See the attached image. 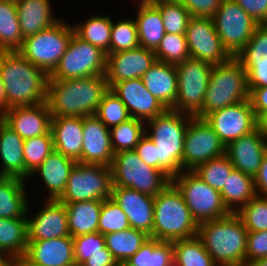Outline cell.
Instances as JSON below:
<instances>
[{
    "mask_svg": "<svg viewBox=\"0 0 267 266\" xmlns=\"http://www.w3.org/2000/svg\"><path fill=\"white\" fill-rule=\"evenodd\" d=\"M167 266H181V264L173 258Z\"/></svg>",
    "mask_w": 267,
    "mask_h": 266,
    "instance_id": "003e7915",
    "label": "cell"
},
{
    "mask_svg": "<svg viewBox=\"0 0 267 266\" xmlns=\"http://www.w3.org/2000/svg\"><path fill=\"white\" fill-rule=\"evenodd\" d=\"M147 90L167 109H172L178 93L176 65L157 61L143 76Z\"/></svg>",
    "mask_w": 267,
    "mask_h": 266,
    "instance_id": "4316f807",
    "label": "cell"
},
{
    "mask_svg": "<svg viewBox=\"0 0 267 266\" xmlns=\"http://www.w3.org/2000/svg\"><path fill=\"white\" fill-rule=\"evenodd\" d=\"M135 151L147 165L157 169L156 145L146 134L136 145Z\"/></svg>",
    "mask_w": 267,
    "mask_h": 266,
    "instance_id": "11a10c76",
    "label": "cell"
},
{
    "mask_svg": "<svg viewBox=\"0 0 267 266\" xmlns=\"http://www.w3.org/2000/svg\"><path fill=\"white\" fill-rule=\"evenodd\" d=\"M225 148L204 119L193 117L184 136L182 171H193L200 164L225 155Z\"/></svg>",
    "mask_w": 267,
    "mask_h": 266,
    "instance_id": "5bb4252c",
    "label": "cell"
},
{
    "mask_svg": "<svg viewBox=\"0 0 267 266\" xmlns=\"http://www.w3.org/2000/svg\"><path fill=\"white\" fill-rule=\"evenodd\" d=\"M171 182L181 192L198 225L231 213L225 206L220 192L205 183L193 171H182L174 176Z\"/></svg>",
    "mask_w": 267,
    "mask_h": 266,
    "instance_id": "9c48e42d",
    "label": "cell"
},
{
    "mask_svg": "<svg viewBox=\"0 0 267 266\" xmlns=\"http://www.w3.org/2000/svg\"><path fill=\"white\" fill-rule=\"evenodd\" d=\"M193 117L167 109L145 122V134L156 145L157 169L170 179L182 172L184 136Z\"/></svg>",
    "mask_w": 267,
    "mask_h": 266,
    "instance_id": "3957f363",
    "label": "cell"
},
{
    "mask_svg": "<svg viewBox=\"0 0 267 266\" xmlns=\"http://www.w3.org/2000/svg\"><path fill=\"white\" fill-rule=\"evenodd\" d=\"M220 194L228 210L237 213L256 195L253 177L233 169Z\"/></svg>",
    "mask_w": 267,
    "mask_h": 266,
    "instance_id": "836d02e7",
    "label": "cell"
},
{
    "mask_svg": "<svg viewBox=\"0 0 267 266\" xmlns=\"http://www.w3.org/2000/svg\"><path fill=\"white\" fill-rule=\"evenodd\" d=\"M111 199L127 215L131 228L144 231L152 238L154 197L130 188L113 186Z\"/></svg>",
    "mask_w": 267,
    "mask_h": 266,
    "instance_id": "44dd1931",
    "label": "cell"
},
{
    "mask_svg": "<svg viewBox=\"0 0 267 266\" xmlns=\"http://www.w3.org/2000/svg\"><path fill=\"white\" fill-rule=\"evenodd\" d=\"M112 190L113 178L110 166L77 162L58 201L65 204L106 200L111 198Z\"/></svg>",
    "mask_w": 267,
    "mask_h": 266,
    "instance_id": "30bf717a",
    "label": "cell"
},
{
    "mask_svg": "<svg viewBox=\"0 0 267 266\" xmlns=\"http://www.w3.org/2000/svg\"><path fill=\"white\" fill-rule=\"evenodd\" d=\"M253 180L256 195L267 197V152L264 154L260 168Z\"/></svg>",
    "mask_w": 267,
    "mask_h": 266,
    "instance_id": "680465c9",
    "label": "cell"
},
{
    "mask_svg": "<svg viewBox=\"0 0 267 266\" xmlns=\"http://www.w3.org/2000/svg\"><path fill=\"white\" fill-rule=\"evenodd\" d=\"M258 128L267 137V112L258 120Z\"/></svg>",
    "mask_w": 267,
    "mask_h": 266,
    "instance_id": "6125c7cd",
    "label": "cell"
},
{
    "mask_svg": "<svg viewBox=\"0 0 267 266\" xmlns=\"http://www.w3.org/2000/svg\"><path fill=\"white\" fill-rule=\"evenodd\" d=\"M249 100L258 121L267 112V87L253 88Z\"/></svg>",
    "mask_w": 267,
    "mask_h": 266,
    "instance_id": "6f0895ef",
    "label": "cell"
},
{
    "mask_svg": "<svg viewBox=\"0 0 267 266\" xmlns=\"http://www.w3.org/2000/svg\"><path fill=\"white\" fill-rule=\"evenodd\" d=\"M24 139L0 118V176L25 180Z\"/></svg>",
    "mask_w": 267,
    "mask_h": 266,
    "instance_id": "83f0119b",
    "label": "cell"
},
{
    "mask_svg": "<svg viewBox=\"0 0 267 266\" xmlns=\"http://www.w3.org/2000/svg\"><path fill=\"white\" fill-rule=\"evenodd\" d=\"M113 156L110 129L96 115L84 116L81 163L111 166Z\"/></svg>",
    "mask_w": 267,
    "mask_h": 266,
    "instance_id": "603a6c76",
    "label": "cell"
},
{
    "mask_svg": "<svg viewBox=\"0 0 267 266\" xmlns=\"http://www.w3.org/2000/svg\"><path fill=\"white\" fill-rule=\"evenodd\" d=\"M198 228L181 192L172 182L154 197L153 239L169 242L189 239L198 235Z\"/></svg>",
    "mask_w": 267,
    "mask_h": 266,
    "instance_id": "5b68a950",
    "label": "cell"
},
{
    "mask_svg": "<svg viewBox=\"0 0 267 266\" xmlns=\"http://www.w3.org/2000/svg\"><path fill=\"white\" fill-rule=\"evenodd\" d=\"M267 152V137L257 127L249 134L231 141L226 145L225 155L234 169L254 178Z\"/></svg>",
    "mask_w": 267,
    "mask_h": 266,
    "instance_id": "ffe728a7",
    "label": "cell"
},
{
    "mask_svg": "<svg viewBox=\"0 0 267 266\" xmlns=\"http://www.w3.org/2000/svg\"><path fill=\"white\" fill-rule=\"evenodd\" d=\"M53 147L64 156L81 163L83 117H52Z\"/></svg>",
    "mask_w": 267,
    "mask_h": 266,
    "instance_id": "484cf974",
    "label": "cell"
},
{
    "mask_svg": "<svg viewBox=\"0 0 267 266\" xmlns=\"http://www.w3.org/2000/svg\"><path fill=\"white\" fill-rule=\"evenodd\" d=\"M104 238L106 248L120 264L127 262L136 254L150 237L144 231L130 227L123 231L105 234Z\"/></svg>",
    "mask_w": 267,
    "mask_h": 266,
    "instance_id": "e575fe53",
    "label": "cell"
},
{
    "mask_svg": "<svg viewBox=\"0 0 267 266\" xmlns=\"http://www.w3.org/2000/svg\"><path fill=\"white\" fill-rule=\"evenodd\" d=\"M172 244L174 259L181 266H218L205 250L204 244L198 236L176 240Z\"/></svg>",
    "mask_w": 267,
    "mask_h": 266,
    "instance_id": "f35d334b",
    "label": "cell"
},
{
    "mask_svg": "<svg viewBox=\"0 0 267 266\" xmlns=\"http://www.w3.org/2000/svg\"><path fill=\"white\" fill-rule=\"evenodd\" d=\"M28 245L27 218H0V253L14 264L25 256Z\"/></svg>",
    "mask_w": 267,
    "mask_h": 266,
    "instance_id": "f546056e",
    "label": "cell"
},
{
    "mask_svg": "<svg viewBox=\"0 0 267 266\" xmlns=\"http://www.w3.org/2000/svg\"><path fill=\"white\" fill-rule=\"evenodd\" d=\"M156 62L154 51L141 46L127 51L109 53L105 72L109 88L117 82L142 78Z\"/></svg>",
    "mask_w": 267,
    "mask_h": 266,
    "instance_id": "e0dca14e",
    "label": "cell"
},
{
    "mask_svg": "<svg viewBox=\"0 0 267 266\" xmlns=\"http://www.w3.org/2000/svg\"><path fill=\"white\" fill-rule=\"evenodd\" d=\"M105 75L47 81V99L52 117L95 115L109 91Z\"/></svg>",
    "mask_w": 267,
    "mask_h": 266,
    "instance_id": "6da1fadb",
    "label": "cell"
},
{
    "mask_svg": "<svg viewBox=\"0 0 267 266\" xmlns=\"http://www.w3.org/2000/svg\"><path fill=\"white\" fill-rule=\"evenodd\" d=\"M236 58L243 66L267 65V24L255 28L251 39Z\"/></svg>",
    "mask_w": 267,
    "mask_h": 266,
    "instance_id": "7bdbcfd3",
    "label": "cell"
},
{
    "mask_svg": "<svg viewBox=\"0 0 267 266\" xmlns=\"http://www.w3.org/2000/svg\"><path fill=\"white\" fill-rule=\"evenodd\" d=\"M237 214L248 232L267 230V197L255 195Z\"/></svg>",
    "mask_w": 267,
    "mask_h": 266,
    "instance_id": "7dc6e473",
    "label": "cell"
},
{
    "mask_svg": "<svg viewBox=\"0 0 267 266\" xmlns=\"http://www.w3.org/2000/svg\"><path fill=\"white\" fill-rule=\"evenodd\" d=\"M74 33L83 41L110 53L112 18L109 15H91L84 22L72 25Z\"/></svg>",
    "mask_w": 267,
    "mask_h": 266,
    "instance_id": "d590c367",
    "label": "cell"
},
{
    "mask_svg": "<svg viewBox=\"0 0 267 266\" xmlns=\"http://www.w3.org/2000/svg\"><path fill=\"white\" fill-rule=\"evenodd\" d=\"M0 118L24 140L51 130L52 115L47 102L9 108Z\"/></svg>",
    "mask_w": 267,
    "mask_h": 266,
    "instance_id": "7402d4cb",
    "label": "cell"
},
{
    "mask_svg": "<svg viewBox=\"0 0 267 266\" xmlns=\"http://www.w3.org/2000/svg\"><path fill=\"white\" fill-rule=\"evenodd\" d=\"M244 223L237 213L199 224L198 237L218 266H243L247 249Z\"/></svg>",
    "mask_w": 267,
    "mask_h": 266,
    "instance_id": "277c9868",
    "label": "cell"
},
{
    "mask_svg": "<svg viewBox=\"0 0 267 266\" xmlns=\"http://www.w3.org/2000/svg\"><path fill=\"white\" fill-rule=\"evenodd\" d=\"M26 180L0 176V218H28Z\"/></svg>",
    "mask_w": 267,
    "mask_h": 266,
    "instance_id": "1f68e13d",
    "label": "cell"
},
{
    "mask_svg": "<svg viewBox=\"0 0 267 266\" xmlns=\"http://www.w3.org/2000/svg\"><path fill=\"white\" fill-rule=\"evenodd\" d=\"M0 75L5 86L7 110L46 102L49 76L18 51H0Z\"/></svg>",
    "mask_w": 267,
    "mask_h": 266,
    "instance_id": "7a4b0ae2",
    "label": "cell"
},
{
    "mask_svg": "<svg viewBox=\"0 0 267 266\" xmlns=\"http://www.w3.org/2000/svg\"><path fill=\"white\" fill-rule=\"evenodd\" d=\"M248 99L247 73L241 62L232 57L226 63L213 66L203 107L194 117L204 119L213 111Z\"/></svg>",
    "mask_w": 267,
    "mask_h": 266,
    "instance_id": "8992f818",
    "label": "cell"
},
{
    "mask_svg": "<svg viewBox=\"0 0 267 266\" xmlns=\"http://www.w3.org/2000/svg\"><path fill=\"white\" fill-rule=\"evenodd\" d=\"M160 11L165 33L185 35L189 11L176 0H150Z\"/></svg>",
    "mask_w": 267,
    "mask_h": 266,
    "instance_id": "60d3db41",
    "label": "cell"
},
{
    "mask_svg": "<svg viewBox=\"0 0 267 266\" xmlns=\"http://www.w3.org/2000/svg\"><path fill=\"white\" fill-rule=\"evenodd\" d=\"M76 163L54 149L41 165L30 173L29 179L31 180L32 176H40L42 185L45 184L48 191L46 200H58L65 191L70 172Z\"/></svg>",
    "mask_w": 267,
    "mask_h": 266,
    "instance_id": "d4e9b609",
    "label": "cell"
},
{
    "mask_svg": "<svg viewBox=\"0 0 267 266\" xmlns=\"http://www.w3.org/2000/svg\"><path fill=\"white\" fill-rule=\"evenodd\" d=\"M13 265L9 260H7L1 253H0V266H11Z\"/></svg>",
    "mask_w": 267,
    "mask_h": 266,
    "instance_id": "03108f58",
    "label": "cell"
},
{
    "mask_svg": "<svg viewBox=\"0 0 267 266\" xmlns=\"http://www.w3.org/2000/svg\"><path fill=\"white\" fill-rule=\"evenodd\" d=\"M137 25L134 18L112 20L110 53L127 51L139 47Z\"/></svg>",
    "mask_w": 267,
    "mask_h": 266,
    "instance_id": "f6af8a7d",
    "label": "cell"
},
{
    "mask_svg": "<svg viewBox=\"0 0 267 266\" xmlns=\"http://www.w3.org/2000/svg\"><path fill=\"white\" fill-rule=\"evenodd\" d=\"M127 215L111 198L103 201L98 221V232L102 235L129 229Z\"/></svg>",
    "mask_w": 267,
    "mask_h": 266,
    "instance_id": "c3c4849f",
    "label": "cell"
},
{
    "mask_svg": "<svg viewBox=\"0 0 267 266\" xmlns=\"http://www.w3.org/2000/svg\"><path fill=\"white\" fill-rule=\"evenodd\" d=\"M24 38L13 0H0V51H18Z\"/></svg>",
    "mask_w": 267,
    "mask_h": 266,
    "instance_id": "8d00e7d4",
    "label": "cell"
},
{
    "mask_svg": "<svg viewBox=\"0 0 267 266\" xmlns=\"http://www.w3.org/2000/svg\"><path fill=\"white\" fill-rule=\"evenodd\" d=\"M103 201L65 203L71 237L98 232V221Z\"/></svg>",
    "mask_w": 267,
    "mask_h": 266,
    "instance_id": "d6a6232c",
    "label": "cell"
},
{
    "mask_svg": "<svg viewBox=\"0 0 267 266\" xmlns=\"http://www.w3.org/2000/svg\"><path fill=\"white\" fill-rule=\"evenodd\" d=\"M14 266H41L30 263L25 257H22L21 259L17 260L14 264Z\"/></svg>",
    "mask_w": 267,
    "mask_h": 266,
    "instance_id": "be15d7a7",
    "label": "cell"
},
{
    "mask_svg": "<svg viewBox=\"0 0 267 266\" xmlns=\"http://www.w3.org/2000/svg\"><path fill=\"white\" fill-rule=\"evenodd\" d=\"M23 38L47 29L60 20L52 12L50 0H16Z\"/></svg>",
    "mask_w": 267,
    "mask_h": 266,
    "instance_id": "f1b7e54d",
    "label": "cell"
},
{
    "mask_svg": "<svg viewBox=\"0 0 267 266\" xmlns=\"http://www.w3.org/2000/svg\"><path fill=\"white\" fill-rule=\"evenodd\" d=\"M80 266H119L111 252L105 247L104 253H95L91 255Z\"/></svg>",
    "mask_w": 267,
    "mask_h": 266,
    "instance_id": "91938a15",
    "label": "cell"
},
{
    "mask_svg": "<svg viewBox=\"0 0 267 266\" xmlns=\"http://www.w3.org/2000/svg\"><path fill=\"white\" fill-rule=\"evenodd\" d=\"M41 266H76L73 237L64 236L40 241H28L24 256Z\"/></svg>",
    "mask_w": 267,
    "mask_h": 266,
    "instance_id": "cb8c5ba5",
    "label": "cell"
},
{
    "mask_svg": "<svg viewBox=\"0 0 267 266\" xmlns=\"http://www.w3.org/2000/svg\"><path fill=\"white\" fill-rule=\"evenodd\" d=\"M159 62L177 65L190 58L185 35L165 33L154 51Z\"/></svg>",
    "mask_w": 267,
    "mask_h": 266,
    "instance_id": "bcb514c9",
    "label": "cell"
},
{
    "mask_svg": "<svg viewBox=\"0 0 267 266\" xmlns=\"http://www.w3.org/2000/svg\"><path fill=\"white\" fill-rule=\"evenodd\" d=\"M212 19L223 46L232 57L244 49L259 25L234 0H223Z\"/></svg>",
    "mask_w": 267,
    "mask_h": 266,
    "instance_id": "4fadbf2b",
    "label": "cell"
},
{
    "mask_svg": "<svg viewBox=\"0 0 267 266\" xmlns=\"http://www.w3.org/2000/svg\"><path fill=\"white\" fill-rule=\"evenodd\" d=\"M185 36L191 58L203 60L213 66L226 63L232 58L216 32L212 17L191 16Z\"/></svg>",
    "mask_w": 267,
    "mask_h": 266,
    "instance_id": "9a60e30c",
    "label": "cell"
},
{
    "mask_svg": "<svg viewBox=\"0 0 267 266\" xmlns=\"http://www.w3.org/2000/svg\"><path fill=\"white\" fill-rule=\"evenodd\" d=\"M243 67L247 73V83L249 92L253 88L267 87V65Z\"/></svg>",
    "mask_w": 267,
    "mask_h": 266,
    "instance_id": "9f6ffc18",
    "label": "cell"
},
{
    "mask_svg": "<svg viewBox=\"0 0 267 266\" xmlns=\"http://www.w3.org/2000/svg\"><path fill=\"white\" fill-rule=\"evenodd\" d=\"M183 4L191 16L212 17L223 0H176Z\"/></svg>",
    "mask_w": 267,
    "mask_h": 266,
    "instance_id": "f5cc1de1",
    "label": "cell"
},
{
    "mask_svg": "<svg viewBox=\"0 0 267 266\" xmlns=\"http://www.w3.org/2000/svg\"><path fill=\"white\" fill-rule=\"evenodd\" d=\"M74 34L73 26L60 19L51 27L25 37L18 52L49 76L66 52Z\"/></svg>",
    "mask_w": 267,
    "mask_h": 266,
    "instance_id": "ba28073f",
    "label": "cell"
},
{
    "mask_svg": "<svg viewBox=\"0 0 267 266\" xmlns=\"http://www.w3.org/2000/svg\"><path fill=\"white\" fill-rule=\"evenodd\" d=\"M173 258L172 242L149 238L127 263L130 266H167Z\"/></svg>",
    "mask_w": 267,
    "mask_h": 266,
    "instance_id": "74e56055",
    "label": "cell"
},
{
    "mask_svg": "<svg viewBox=\"0 0 267 266\" xmlns=\"http://www.w3.org/2000/svg\"><path fill=\"white\" fill-rule=\"evenodd\" d=\"M233 169L232 162L223 155L200 164L193 172L213 189L221 192Z\"/></svg>",
    "mask_w": 267,
    "mask_h": 266,
    "instance_id": "b9f144b4",
    "label": "cell"
},
{
    "mask_svg": "<svg viewBox=\"0 0 267 266\" xmlns=\"http://www.w3.org/2000/svg\"><path fill=\"white\" fill-rule=\"evenodd\" d=\"M212 69L191 57L176 65L178 93L172 110L195 116L202 109Z\"/></svg>",
    "mask_w": 267,
    "mask_h": 266,
    "instance_id": "8fae6325",
    "label": "cell"
},
{
    "mask_svg": "<svg viewBox=\"0 0 267 266\" xmlns=\"http://www.w3.org/2000/svg\"><path fill=\"white\" fill-rule=\"evenodd\" d=\"M107 54L75 34L49 80H67L105 75Z\"/></svg>",
    "mask_w": 267,
    "mask_h": 266,
    "instance_id": "7c38bea8",
    "label": "cell"
},
{
    "mask_svg": "<svg viewBox=\"0 0 267 266\" xmlns=\"http://www.w3.org/2000/svg\"><path fill=\"white\" fill-rule=\"evenodd\" d=\"M145 135V122L136 118L110 128L111 146L114 154L135 150L140 139Z\"/></svg>",
    "mask_w": 267,
    "mask_h": 266,
    "instance_id": "ab89813d",
    "label": "cell"
},
{
    "mask_svg": "<svg viewBox=\"0 0 267 266\" xmlns=\"http://www.w3.org/2000/svg\"><path fill=\"white\" fill-rule=\"evenodd\" d=\"M7 111L6 91L0 75V117Z\"/></svg>",
    "mask_w": 267,
    "mask_h": 266,
    "instance_id": "94428289",
    "label": "cell"
},
{
    "mask_svg": "<svg viewBox=\"0 0 267 266\" xmlns=\"http://www.w3.org/2000/svg\"><path fill=\"white\" fill-rule=\"evenodd\" d=\"M135 22L139 45L155 51L165 36L163 19L159 9L151 1L138 2Z\"/></svg>",
    "mask_w": 267,
    "mask_h": 266,
    "instance_id": "4dcf8cb0",
    "label": "cell"
},
{
    "mask_svg": "<svg viewBox=\"0 0 267 266\" xmlns=\"http://www.w3.org/2000/svg\"><path fill=\"white\" fill-rule=\"evenodd\" d=\"M247 266H267V257L246 264Z\"/></svg>",
    "mask_w": 267,
    "mask_h": 266,
    "instance_id": "e7e4bbea",
    "label": "cell"
},
{
    "mask_svg": "<svg viewBox=\"0 0 267 266\" xmlns=\"http://www.w3.org/2000/svg\"><path fill=\"white\" fill-rule=\"evenodd\" d=\"M110 90L126 106L132 118L146 122L167 110V108L147 90L142 78H133L117 82Z\"/></svg>",
    "mask_w": 267,
    "mask_h": 266,
    "instance_id": "ac0fdd59",
    "label": "cell"
},
{
    "mask_svg": "<svg viewBox=\"0 0 267 266\" xmlns=\"http://www.w3.org/2000/svg\"><path fill=\"white\" fill-rule=\"evenodd\" d=\"M119 266H130L127 262L120 263Z\"/></svg>",
    "mask_w": 267,
    "mask_h": 266,
    "instance_id": "a7ac6f4b",
    "label": "cell"
},
{
    "mask_svg": "<svg viewBox=\"0 0 267 266\" xmlns=\"http://www.w3.org/2000/svg\"><path fill=\"white\" fill-rule=\"evenodd\" d=\"M267 257V230L248 232L245 265L255 260Z\"/></svg>",
    "mask_w": 267,
    "mask_h": 266,
    "instance_id": "816d5d0a",
    "label": "cell"
},
{
    "mask_svg": "<svg viewBox=\"0 0 267 266\" xmlns=\"http://www.w3.org/2000/svg\"><path fill=\"white\" fill-rule=\"evenodd\" d=\"M29 212L28 206V241L47 240L70 235L66 206L58 200H44L43 208H40L36 214L32 216Z\"/></svg>",
    "mask_w": 267,
    "mask_h": 266,
    "instance_id": "d6986e66",
    "label": "cell"
},
{
    "mask_svg": "<svg viewBox=\"0 0 267 266\" xmlns=\"http://www.w3.org/2000/svg\"><path fill=\"white\" fill-rule=\"evenodd\" d=\"M25 180L30 173L41 165L43 160L54 150L51 131L48 134L39 135L24 140Z\"/></svg>",
    "mask_w": 267,
    "mask_h": 266,
    "instance_id": "ee69618b",
    "label": "cell"
},
{
    "mask_svg": "<svg viewBox=\"0 0 267 266\" xmlns=\"http://www.w3.org/2000/svg\"><path fill=\"white\" fill-rule=\"evenodd\" d=\"M110 167L113 186L130 188L152 197L171 183L163 171L147 165L135 150L115 153Z\"/></svg>",
    "mask_w": 267,
    "mask_h": 266,
    "instance_id": "52a82bcc",
    "label": "cell"
},
{
    "mask_svg": "<svg viewBox=\"0 0 267 266\" xmlns=\"http://www.w3.org/2000/svg\"><path fill=\"white\" fill-rule=\"evenodd\" d=\"M204 120L213 128L225 146L258 127L249 99L213 111Z\"/></svg>",
    "mask_w": 267,
    "mask_h": 266,
    "instance_id": "2e32d148",
    "label": "cell"
},
{
    "mask_svg": "<svg viewBox=\"0 0 267 266\" xmlns=\"http://www.w3.org/2000/svg\"><path fill=\"white\" fill-rule=\"evenodd\" d=\"M95 115L109 129L131 118L126 106L110 89L103 96Z\"/></svg>",
    "mask_w": 267,
    "mask_h": 266,
    "instance_id": "681fc988",
    "label": "cell"
},
{
    "mask_svg": "<svg viewBox=\"0 0 267 266\" xmlns=\"http://www.w3.org/2000/svg\"><path fill=\"white\" fill-rule=\"evenodd\" d=\"M257 24H267V0H234Z\"/></svg>",
    "mask_w": 267,
    "mask_h": 266,
    "instance_id": "db71d44e",
    "label": "cell"
},
{
    "mask_svg": "<svg viewBox=\"0 0 267 266\" xmlns=\"http://www.w3.org/2000/svg\"><path fill=\"white\" fill-rule=\"evenodd\" d=\"M73 244L76 266H80L95 253H104L106 247L104 235L99 232L73 237Z\"/></svg>",
    "mask_w": 267,
    "mask_h": 266,
    "instance_id": "f907efd6",
    "label": "cell"
}]
</instances>
